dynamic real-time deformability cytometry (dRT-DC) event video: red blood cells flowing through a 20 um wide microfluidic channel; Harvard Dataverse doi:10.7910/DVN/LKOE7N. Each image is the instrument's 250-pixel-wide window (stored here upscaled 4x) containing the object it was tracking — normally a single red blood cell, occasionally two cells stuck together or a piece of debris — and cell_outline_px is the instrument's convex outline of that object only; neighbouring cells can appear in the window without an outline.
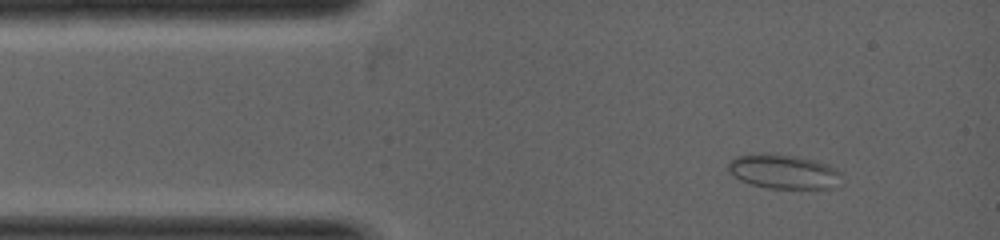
{"species": "common noctule bat (a hibernating species)", "species_latin": "Nyctalus noctula", "temperature_condition": "warm", "stored_images_in_passage": 23, "camera_frame_rate_fps": 5000, "um_per_image_px": 0.085, "animal": {"sex": "female", "body_mass_g": 19.0, "forearm_length_mm": 53.3}, "frame": {"image": 1, "passage_image": 2, "time_ms": 0.4, "image_size_px": [1000, 240], "cell_outline_px": [[840, 172], [824, 188], [768, 188], [752, 184], [736, 176], [728, 168], [728, 164], [736, 156], [760, 152], [764, 152], [796, 156], [816, 160], [828, 164], [836, 168]], "centroid_in_image_um": [66.5, 14.53], "position_along_channel_um": 18.5, "area_um2": 21.79}}
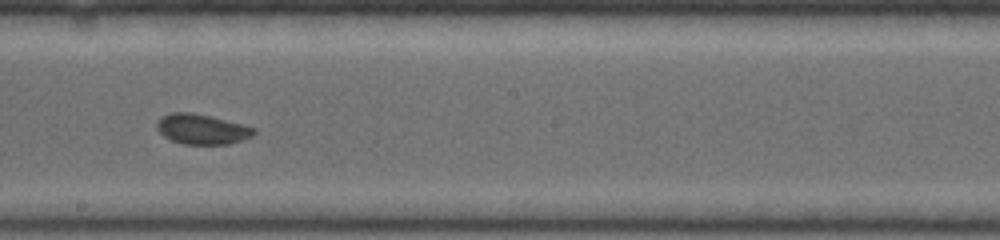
{"frame": {"image": 2, "passage_image": 12, "time_ms": 3.6, "image_size_px": [1000, 240], "cell_outline_px": [[256, 132], [252, 136], [228, 144], [184, 144], [172, 140], [164, 136], [156, 128], [156, 124], [164, 116], [172, 112], [192, 112], [256, 128]], "centroid_in_image_um": [17.16, 10.98], "position_along_channel_um": 231.0, "area_um2": 16.65}}
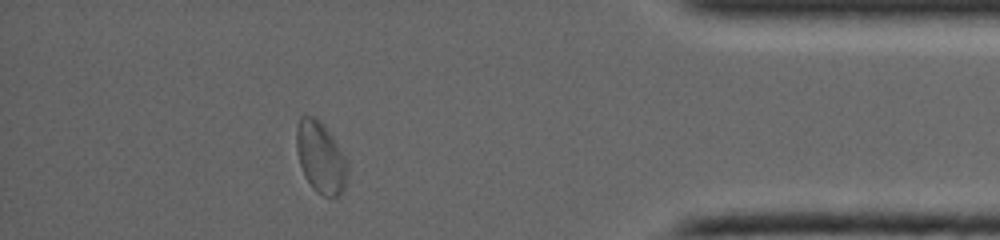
{"frame": {"image": 3, "passage_image": 20, "time_ms": 6.2, "image_size_px": [1000, 240], "cell_outline_px": [[348, 176], [344, 192], [340, 196], [324, 196], [316, 192], [312, 188], [300, 164], [296, 148], [296, 124], [300, 116], [312, 116], [324, 128], [336, 144], [344, 156]], "centroid_in_image_um": [27.24, 13.44], "position_along_channel_um": 408.0, "area_um2": 20.69}}